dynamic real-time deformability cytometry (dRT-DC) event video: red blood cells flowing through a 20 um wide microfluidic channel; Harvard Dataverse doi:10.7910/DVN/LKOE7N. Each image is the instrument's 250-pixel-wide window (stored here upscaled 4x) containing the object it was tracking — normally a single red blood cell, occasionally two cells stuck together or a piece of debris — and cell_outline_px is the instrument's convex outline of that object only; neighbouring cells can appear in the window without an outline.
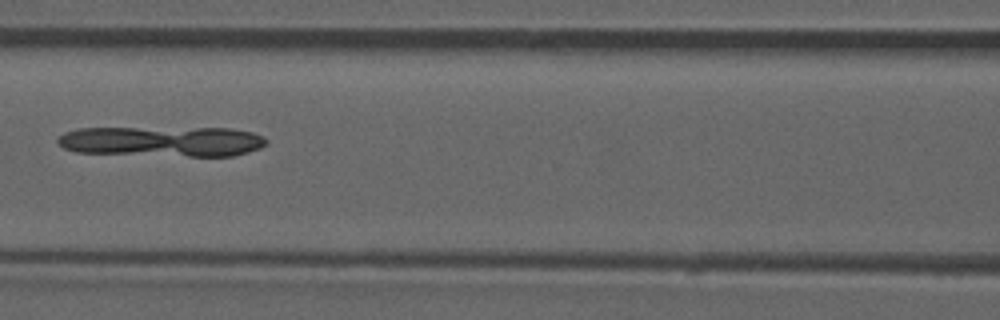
{"species": "common noctule bat (a hibernating species)", "species_latin": "Nyctalus noctula", "temperature_condition": "room temperature", "stored_images_in_passage": 52, "camera_frame_rate_fps": 3000, "um_per_image_px": 0.085, "animal": {"sex": "male", "forearm_length_mm": 52.5}, "frame": {"image": 1, "passage_image": 23, "time_ms": 7.333, "image_size_px": [1000, 320], "cell_outline_px": [[268, 144], [260, 148], [248, 152], [232, 156], [188, 156], [76, 152], [64, 148], [56, 140], [56, 136], [64, 132], [80, 128], [228, 128], [252, 132], [264, 136], [268, 140]], "centroid_in_image_um": [13.82, 12.01], "position_along_channel_um": 152.8, "area_um2": 36.99}}